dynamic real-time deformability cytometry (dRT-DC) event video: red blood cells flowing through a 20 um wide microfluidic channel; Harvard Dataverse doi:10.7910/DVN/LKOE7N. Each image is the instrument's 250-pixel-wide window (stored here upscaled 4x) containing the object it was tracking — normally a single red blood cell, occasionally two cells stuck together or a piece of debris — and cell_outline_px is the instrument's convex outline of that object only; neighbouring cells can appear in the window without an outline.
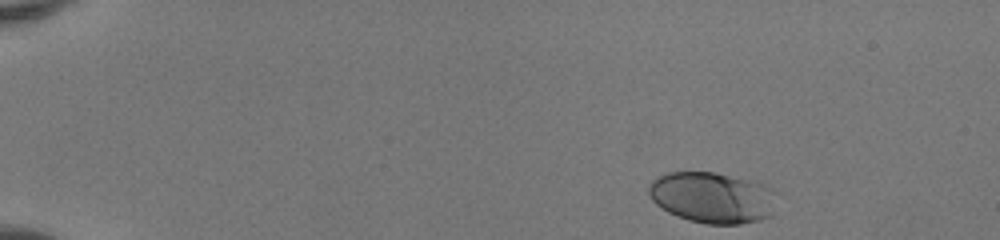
{"species": "human", "species_latin": "Homo sapiens", "temperature_condition": "room temperature", "stored_images_in_passage": 45, "camera_frame_rate_fps": 3000, "um_per_image_px": 0.085, "donor": {"sex": "female"}, "frame": {"image": 1, "passage_image": 1, "time_ms": 0.0, "image_size_px": [1000, 240], "cell_outline_px": [[772, 192], [768, 216], [760, 220], [740, 224], [704, 224], [688, 220], [676, 216], [668, 212], [656, 204], [652, 200], [648, 192], [648, 184], [656, 176], [668, 172], [716, 172], [760, 180], [772, 188]], "centroid_in_image_um": [60.48, 16.76], "position_along_channel_um": 24.5, "area_um2": 38.26}}
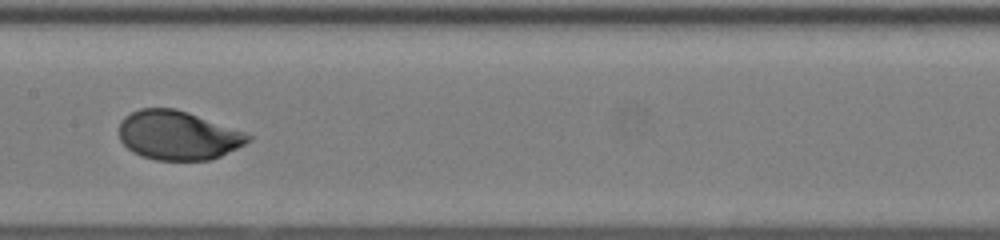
{"frame": {"image": 2, "passage_image": 22, "time_ms": 7.0, "image_size_px": [1000, 240], "cell_outline_px": [[252, 140], [212, 160], [156, 160], [140, 156], [132, 152], [120, 140], [120, 120], [124, 116], [140, 108], [176, 108], [188, 112], [244, 132], [252, 136]], "centroid_in_image_um": [15.1, 11.5], "position_along_channel_um": 192.3, "area_um2": 36.82}}
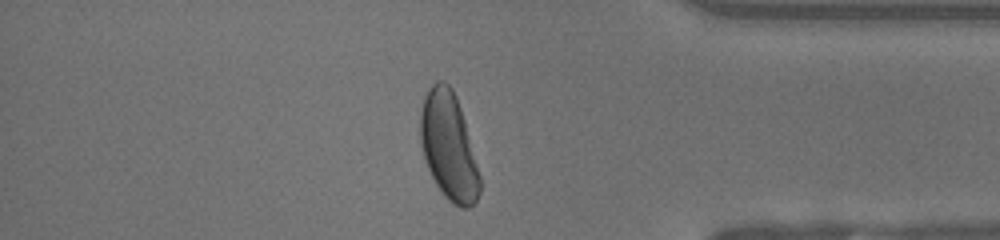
{"frame": {"image": 3, "passage_image": 38, "time_ms": 12.333, "image_size_px": [1000, 240], "cell_outline_px": [[480, 192], [476, 200], [468, 208], [460, 208], [452, 204], [444, 196], [436, 184], [424, 160], [420, 140], [420, 112], [424, 96], [428, 88], [436, 80], [444, 80], [452, 88], [456, 96], [464, 120], [480, 176]], "centroid_in_image_um": [38.11, 12.42], "position_along_channel_um": 397.1, "area_um2": 37.17}, "authors_computed_cell_mechanics": {"area_um2": 36.8186, "velocity_mm_per_s": 4.1206, "shape_relaxation_time_tau1_ms": 2.4314, "shape_relaxation_time_tau2_ms": null, "deformation_change_tau1": 0.1441, "deformation_change_tau2": null}}